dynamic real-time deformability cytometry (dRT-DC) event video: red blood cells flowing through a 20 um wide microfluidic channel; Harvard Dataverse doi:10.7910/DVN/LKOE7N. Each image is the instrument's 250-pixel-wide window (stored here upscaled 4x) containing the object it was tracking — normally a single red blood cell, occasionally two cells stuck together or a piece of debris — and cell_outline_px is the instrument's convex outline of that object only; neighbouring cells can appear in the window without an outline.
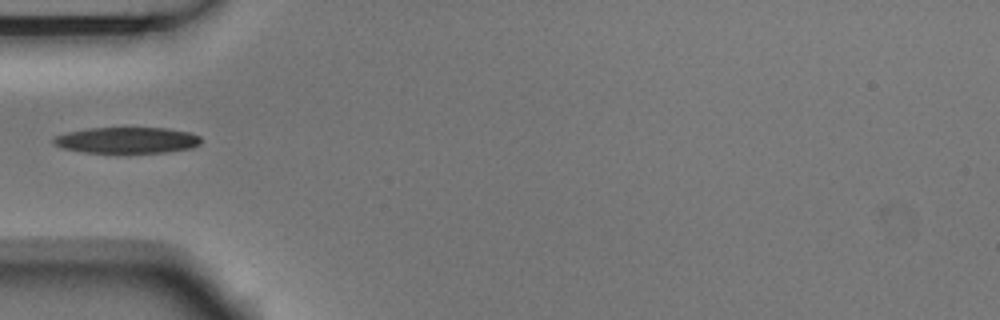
{"species": "Egyptian fruit bat (a non-hibernating species)", "species_latin": "Rousettus aegyptiacus", "temperature_condition": "room temperature", "stored_images_in_passage": 5, "camera_frame_rate_fps": 3000, "um_per_image_px": 0.085, "animal": {"sex": "male"}, "frame": {"image": 1, "passage_image": 5, "time_ms": 1.333, "image_size_px": [1000, 320], "cell_outline_px": [[200, 144], [192, 148], [168, 152], [84, 152], [60, 148], [52, 144], [52, 140], [56, 136], [68, 132], [88, 128], [168, 128], [188, 132], [200, 136]], "centroid_in_image_um": [10.78, 11.91], "position_along_channel_um": 74.2, "area_um2": 22.37}}